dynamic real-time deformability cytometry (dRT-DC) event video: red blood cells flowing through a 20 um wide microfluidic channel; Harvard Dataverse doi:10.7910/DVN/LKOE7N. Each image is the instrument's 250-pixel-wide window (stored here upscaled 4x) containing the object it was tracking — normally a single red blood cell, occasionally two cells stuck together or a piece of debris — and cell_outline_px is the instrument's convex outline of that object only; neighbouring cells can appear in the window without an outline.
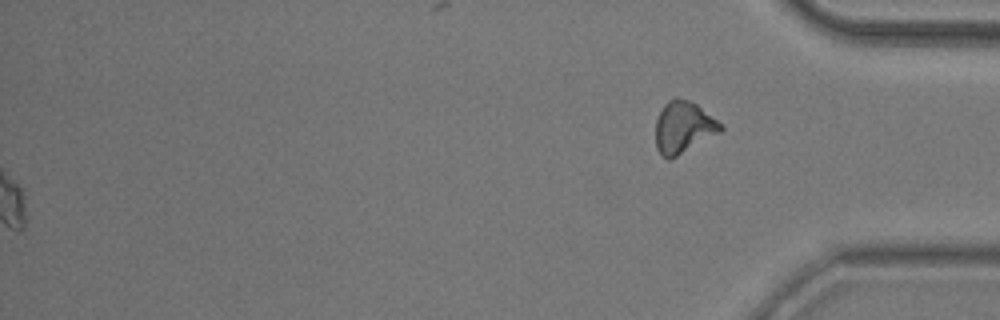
{"species": "common noctule bat (a hibernating species)", "species_latin": "Nyctalus noctula", "temperature_condition": "room temperature", "stored_images_in_passage": 53, "segment_of_instrument_passage": [2, 2], "camera_frame_rate_fps": 3000, "um_per_image_px": 0.085, "animal": {"sex": "male", "body_mass_g": 20.5, "forearm_length_mm": 52.5}, "frame": {"image": 1, "passage_image": 53, "time_ms": 17.333, "image_size_px": [1000, 320], "cell_outline_px": [[724, 128], [720, 132], [672, 160], [668, 160], [660, 156], [656, 148], [656, 120], [664, 104], [668, 100], [676, 96], [688, 100], [696, 104], [716, 120]], "centroid_in_image_um": [58.05, 10.85], "position_along_channel_um": 377.2, "area_um2": 19.71}}